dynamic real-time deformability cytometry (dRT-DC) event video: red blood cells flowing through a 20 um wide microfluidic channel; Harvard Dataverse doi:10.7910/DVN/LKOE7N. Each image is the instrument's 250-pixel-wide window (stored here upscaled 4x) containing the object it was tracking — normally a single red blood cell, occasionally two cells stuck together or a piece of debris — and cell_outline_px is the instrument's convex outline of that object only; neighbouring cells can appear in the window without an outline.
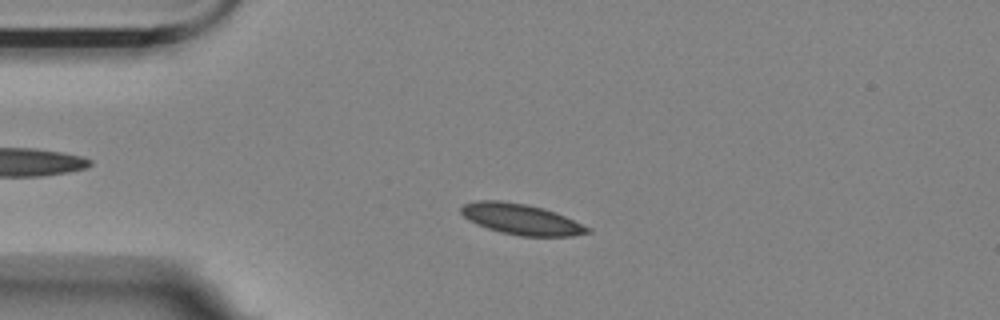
{"species": "Egyptian fruit bat (a non-hibernating species)", "species_latin": "Rousettus aegyptiacus", "temperature_condition": "room temperature", "stored_images_in_passage": 3, "camera_frame_rate_fps": 3000, "um_per_image_px": 0.085, "animal": {"sex": "female"}, "frame": {"image": 1, "passage_image": 2, "time_ms": 0.333, "image_size_px": [1000, 320], "cell_outline_px": [[592, 232], [572, 236], [520, 236], [500, 232], [476, 224], [468, 220], [460, 212], [460, 208], [464, 204], [476, 200], [500, 200], [524, 204], [544, 208], [556, 212], [592, 228]], "centroid_in_image_um": [44.31, 18.63], "position_along_channel_um": 40.7, "area_um2": 22.77}}